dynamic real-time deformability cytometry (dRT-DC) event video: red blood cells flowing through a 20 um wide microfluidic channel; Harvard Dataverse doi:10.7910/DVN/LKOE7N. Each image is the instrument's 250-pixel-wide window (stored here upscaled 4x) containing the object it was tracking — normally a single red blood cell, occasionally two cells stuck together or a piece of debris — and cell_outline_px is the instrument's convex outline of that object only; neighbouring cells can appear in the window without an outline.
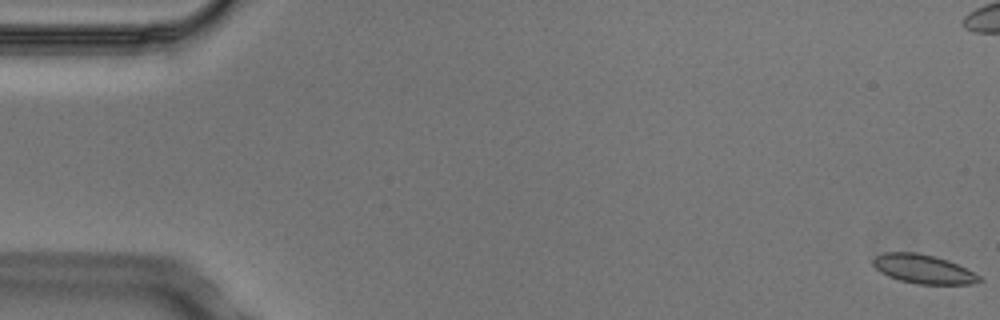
{"species": "Egyptian fruit bat (a non-hibernating species)", "species_latin": "Rousettus aegyptiacus", "temperature_condition": "cold", "stored_images_in_passage": 6, "camera_frame_rate_fps": 3000, "um_per_image_px": 0.085, "animal": {"sex": "male"}, "frame": {"image": 1, "passage_image": 1, "time_ms": 0.0, "image_size_px": [1000, 320], "cell_outline_px": [[984, 280], [972, 284], [916, 284], [900, 280], [888, 276], [880, 272], [872, 264], [872, 260], [876, 256], [884, 252], [916, 252], [936, 256], [948, 260], [980, 276]], "centroid_in_image_um": [78.46, 22.87], "position_along_channel_um": 6.5, "area_um2": 17.92}}
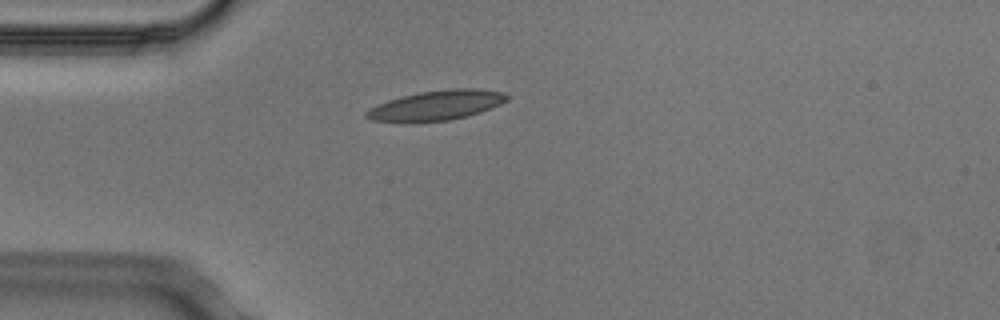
{"frame": {"image": 2, "passage_image": 6, "time_ms": 1.667, "image_size_px": [1000, 320], "cell_outline_px": [[512, 96], [508, 100], [500, 104], [480, 112], [468, 116], [448, 120], [412, 124], [372, 120], [364, 116], [364, 112], [368, 108], [388, 100], [400, 96], [420, 92], [448, 88], [476, 88], [504, 92]], "centroid_in_image_um": [37.07, 8.97], "position_along_channel_um": 47.9, "area_um2": 25.14}}